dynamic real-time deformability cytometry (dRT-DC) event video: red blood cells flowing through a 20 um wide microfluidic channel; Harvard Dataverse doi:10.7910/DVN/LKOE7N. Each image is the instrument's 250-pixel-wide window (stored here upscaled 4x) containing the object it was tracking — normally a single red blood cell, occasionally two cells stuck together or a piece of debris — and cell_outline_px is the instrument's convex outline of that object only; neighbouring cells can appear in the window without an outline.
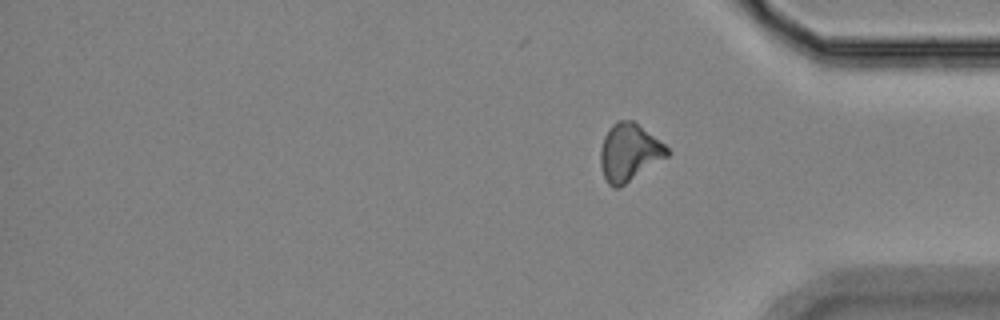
{"species": "Egyptian fruit bat (a non-hibernating species)", "species_latin": "Rousettus aegyptiacus", "temperature_condition": "room temperature", "stored_images_in_passage": 17, "segment_of_instrument_passage": [2, 2], "camera_frame_rate_fps": 3000, "um_per_image_px": 0.085, "animal": {"sex": "female"}, "frame": {"image": 1, "passage_image": 17, "time_ms": 18.0, "image_size_px": [1000, 320], "cell_outline_px": [[672, 152], [668, 156], [620, 188], [612, 188], [608, 184], [604, 176], [600, 164], [600, 148], [604, 136], [608, 128], [616, 120], [632, 120], [664, 144]], "centroid_in_image_um": [53.46, 12.97], "position_along_channel_um": 381.7, "area_um2": 22.43}}